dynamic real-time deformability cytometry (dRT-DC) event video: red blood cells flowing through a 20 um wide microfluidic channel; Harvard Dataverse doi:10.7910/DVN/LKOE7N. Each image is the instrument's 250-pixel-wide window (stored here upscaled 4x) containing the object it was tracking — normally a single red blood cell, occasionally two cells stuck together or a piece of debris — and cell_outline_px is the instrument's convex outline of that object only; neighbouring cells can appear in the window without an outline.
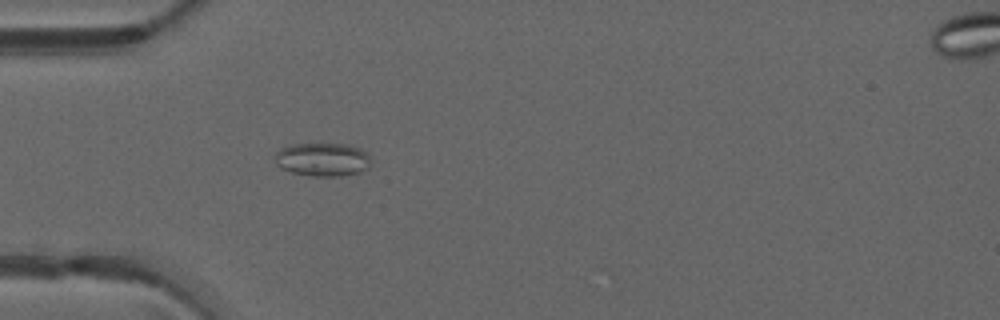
{"species": "common noctule bat (a hibernating species)", "species_latin": "Nyctalus noctula", "temperature_condition": "warm", "stored_images_in_passage": 47, "camera_frame_rate_fps": 3000, "um_per_image_px": 0.085, "animal": {"sex": "male", "forearm_length_mm": 52.5}, "frame": {"image": 1, "passage_image": 13, "time_ms": 4.0, "image_size_px": [1000, 320], "cell_outline_px": [[372, 164], [368, 168], [360, 172], [340, 176], [312, 176], [292, 172], [280, 168], [276, 164], [276, 152], [280, 148], [292, 144], [348, 144], [360, 148], [368, 152], [372, 160]], "centroid_in_image_um": [27.47, 13.55], "position_along_channel_um": 57.5, "area_um2": 18.96}}
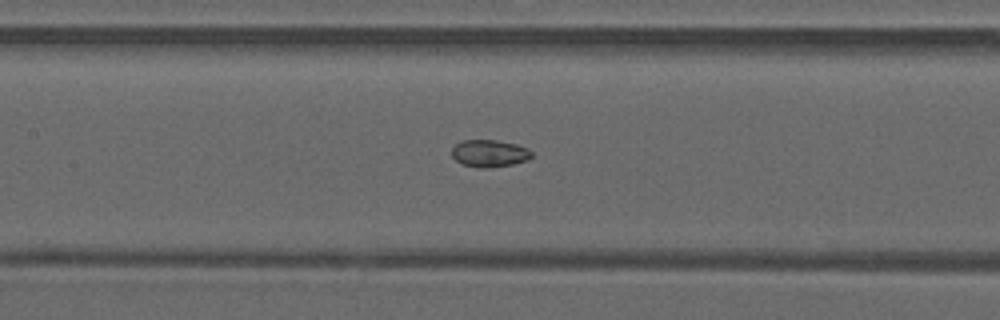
{"frame": {"image": 2, "passage_image": 21, "time_ms": 6.667, "image_size_px": [1000, 320], "cell_outline_px": [[532, 156], [528, 160], [512, 164], [488, 168], [480, 168], [460, 164], [452, 156], [452, 148], [456, 144], [464, 140], [496, 140], [516, 144], [528, 148], [532, 152]], "centroid_in_image_um": [41.6, 13.04], "position_along_channel_um": 165.8, "area_um2": 12.72}}
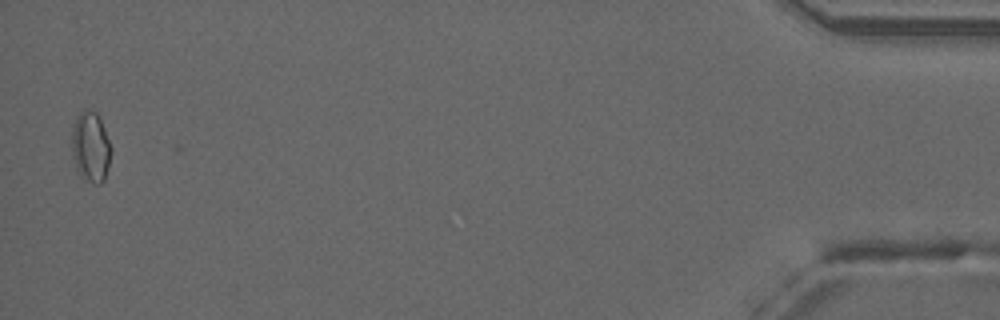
{"frame": {"image": 3, "passage_image": 46, "time_ms": 15.0, "image_size_px": [1000, 320], "cell_outline_px": [[112, 152], [104, 180], [100, 184], [96, 184], [88, 180], [76, 168], [72, 156], [72, 128], [76, 116], [84, 108], [88, 108], [96, 112], [100, 120], [112, 148]], "centroid_in_image_um": [7.7, 12.44], "position_along_channel_um": 427.5, "area_um2": 16.01}, "authors_computed_cell_mechanics": {"area_um2": 13.5252, "velocity_mm_per_s": 4.2294, "shape_relaxation_time_tau1_ms": null, "shape_relaxation_time_tau2_ms": 3.0252, "deformation_change_tau1": null, "deformation_change_tau2": 0.0614}}